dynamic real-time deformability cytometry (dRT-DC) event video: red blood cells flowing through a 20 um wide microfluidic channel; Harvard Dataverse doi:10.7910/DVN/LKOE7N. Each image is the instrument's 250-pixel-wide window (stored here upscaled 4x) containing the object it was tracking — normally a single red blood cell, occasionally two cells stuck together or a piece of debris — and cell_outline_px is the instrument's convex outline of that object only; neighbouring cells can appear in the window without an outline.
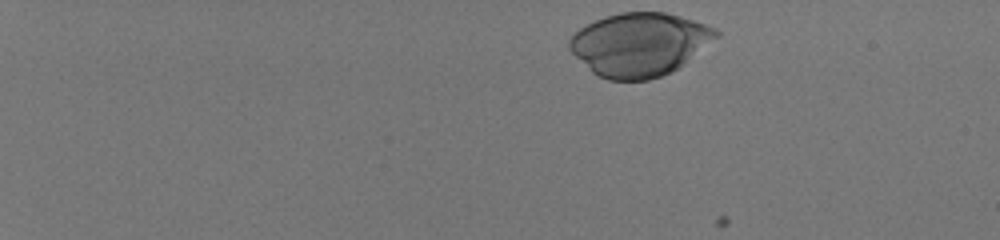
{"species": "human", "species_latin": "Homo sapiens", "temperature_condition": "room temperature", "stored_images_in_passage": 41, "camera_frame_rate_fps": 3000, "um_per_image_px": 0.085, "donor": {"sex": "male"}, "frame": {"image": 1, "passage_image": 1, "time_ms": 0.0, "image_size_px": [1000, 240], "cell_outline_px": [[720, 36], [684, 64], [672, 72], [648, 80], [608, 80], [592, 72], [568, 48], [568, 40], [580, 28], [604, 16], [620, 12], [664, 12], [680, 16], [716, 28], [720, 32]], "centroid_in_image_um": [54.38, 3.77], "position_along_channel_um": 30.6, "area_um2": 53.99}}
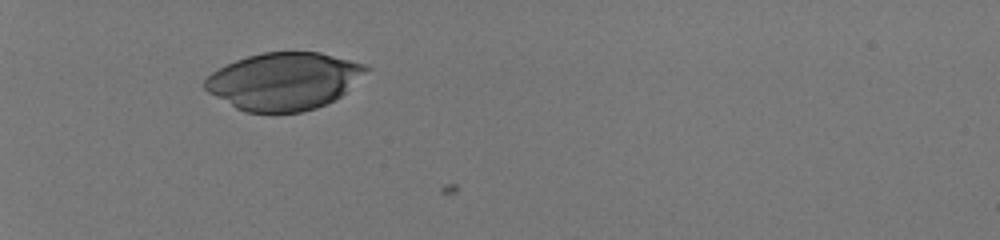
{"frame": {"image": 2, "passage_image": 12, "time_ms": 3.667, "image_size_px": [1000, 240], "cell_outline_px": [[372, 68], [340, 96], [316, 108], [300, 112], [272, 116], [244, 112], [236, 108], [208, 92], [204, 88], [204, 80], [212, 72], [236, 60], [248, 56], [264, 52], [320, 52], [364, 64]], "centroid_in_image_um": [24.11, 6.93], "position_along_channel_um": 60.9, "area_um2": 54.27}}